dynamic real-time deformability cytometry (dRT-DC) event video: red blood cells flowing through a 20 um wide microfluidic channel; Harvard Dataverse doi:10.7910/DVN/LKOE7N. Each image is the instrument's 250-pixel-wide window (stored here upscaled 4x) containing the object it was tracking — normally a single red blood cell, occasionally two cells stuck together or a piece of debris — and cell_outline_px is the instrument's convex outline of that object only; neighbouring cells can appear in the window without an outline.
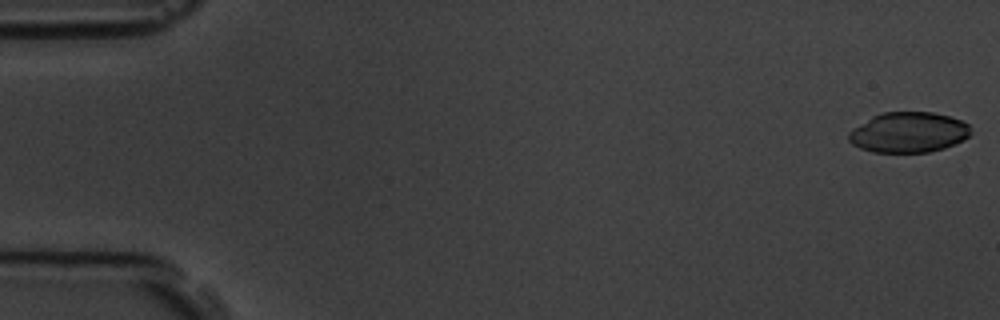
{"species": "common noctule bat (a hibernating species)", "species_latin": "Nyctalus noctula", "temperature_condition": "room temperature", "stored_images_in_passage": 4, "camera_frame_rate_fps": 3000, "um_per_image_px": 0.085, "animal": {"sex": "male", "body_mass_g": 19.5, "forearm_length_mm": 54.6}, "frame": {"image": 1, "passage_image": 1, "time_ms": 0.0, "image_size_px": [1000, 320], "cell_outline_px": [[972, 132], [964, 140], [956, 144], [944, 148], [928, 152], [872, 152], [860, 148], [852, 144], [848, 140], [848, 132], [852, 128], [872, 116], [880, 112], [932, 112], [948, 116], [960, 120], [968, 124]], "centroid_in_image_um": [77.21, 11.25], "position_along_channel_um": 7.8, "area_um2": 28.9}}